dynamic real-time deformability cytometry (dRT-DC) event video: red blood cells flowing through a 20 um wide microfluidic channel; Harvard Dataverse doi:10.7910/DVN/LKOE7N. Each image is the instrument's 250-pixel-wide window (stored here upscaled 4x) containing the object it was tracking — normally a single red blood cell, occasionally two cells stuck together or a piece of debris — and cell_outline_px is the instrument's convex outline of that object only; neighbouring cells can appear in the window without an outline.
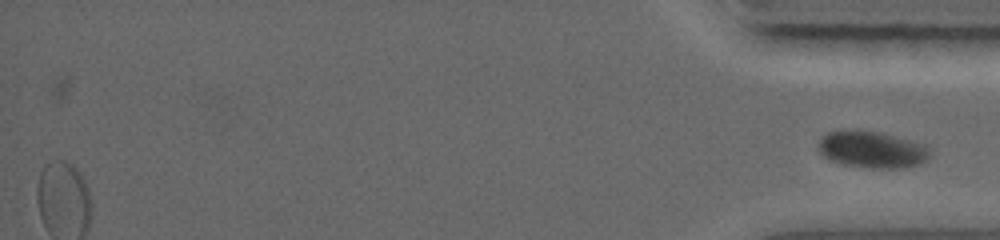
{"species": "common noctule bat (a hibernating species)", "species_latin": "Nyctalus noctula", "temperature_condition": "warm", "stored_images_in_passage": 40, "segment_of_instrument_passage": [2, 2], "camera_frame_rate_fps": 5000, "um_per_image_px": 0.085, "animal": {"sex": "female", "body_mass_g": 19.0, "forearm_length_mm": 56.7}, "frame": {"image": 1, "passage_image": 40, "time_ms": 13.4, "image_size_px": [1000, 240], "cell_outline_px": [[928, 156], [924, 160], [916, 164], [904, 168], [868, 168], [844, 164], [832, 160], [824, 156], [820, 152], [816, 144], [828, 132], [856, 128], [880, 132], [924, 144], [928, 148]], "centroid_in_image_um": [74.06, 12.69], "position_along_channel_um": 361.1, "area_um2": 23.81}}